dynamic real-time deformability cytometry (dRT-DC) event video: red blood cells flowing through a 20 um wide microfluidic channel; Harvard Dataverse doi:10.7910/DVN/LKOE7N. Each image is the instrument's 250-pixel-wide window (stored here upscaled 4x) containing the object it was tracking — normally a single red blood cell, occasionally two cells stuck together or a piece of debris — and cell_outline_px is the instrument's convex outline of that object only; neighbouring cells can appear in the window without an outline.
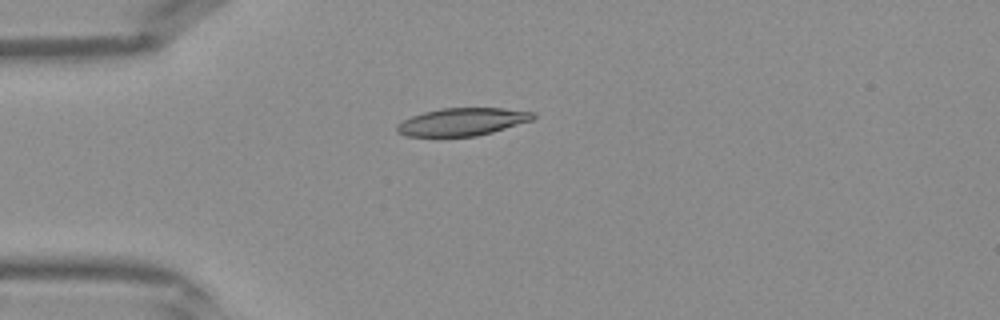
{"species": "Egyptian fruit bat (a non-hibernating species)", "species_latin": "Rousettus aegyptiacus", "temperature_condition": "warm", "stored_images_in_passage": 32, "camera_frame_rate_fps": 3000, "um_per_image_px": 0.085, "frame": {"image": 1, "passage_image": 1, "time_ms": 0.0, "image_size_px": [1000, 320], "cell_outline_px": [[536, 116], [532, 120], [492, 132], [476, 136], [404, 136], [396, 132], [396, 124], [412, 116], [424, 112], [440, 108], [500, 108], [536, 112]], "centroid_in_image_um": [39.28, 10.35], "position_along_channel_um": 45.7, "area_um2": 21.91}}
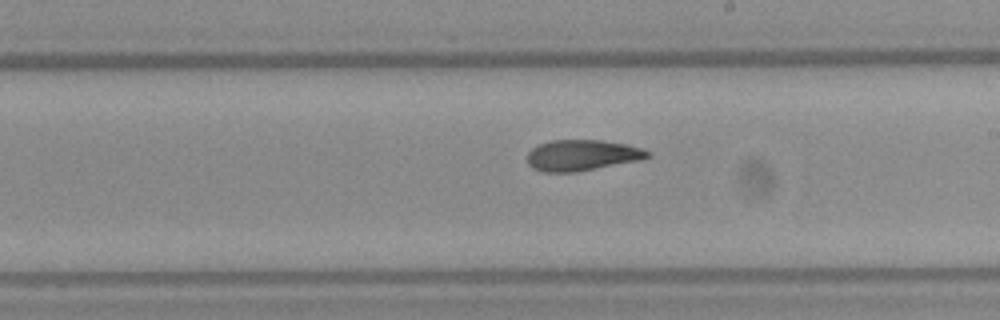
{"frame": {"image": 2, "passage_image": 14, "time_ms": 4.333, "image_size_px": [1000, 320], "cell_outline_px": [[652, 156], [644, 160], [576, 172], [544, 172], [532, 168], [528, 164], [528, 152], [532, 148], [540, 144], [552, 140], [600, 140], [624, 144], [640, 148], [652, 152]], "centroid_in_image_um": [49.52, 13.21], "position_along_channel_um": 239.5, "area_um2": 21.85}}
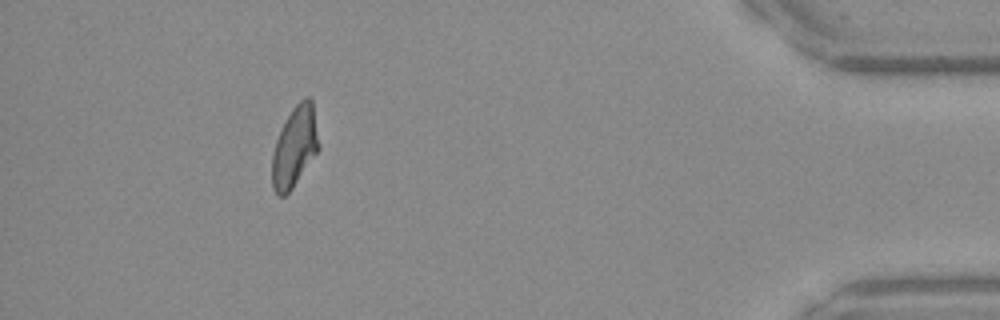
{"frame": {"image": 3, "passage_image": 28, "time_ms": 9.0, "image_size_px": [1000, 320], "cell_outline_px": [[320, 148], [292, 188], [284, 196], [280, 196], [272, 188], [272, 156], [276, 140], [280, 128], [292, 108], [304, 96], [308, 96], [312, 100], [320, 144]], "centroid_in_image_um": [25.05, 12.44], "position_along_channel_um": 410.1, "area_um2": 21.96}}